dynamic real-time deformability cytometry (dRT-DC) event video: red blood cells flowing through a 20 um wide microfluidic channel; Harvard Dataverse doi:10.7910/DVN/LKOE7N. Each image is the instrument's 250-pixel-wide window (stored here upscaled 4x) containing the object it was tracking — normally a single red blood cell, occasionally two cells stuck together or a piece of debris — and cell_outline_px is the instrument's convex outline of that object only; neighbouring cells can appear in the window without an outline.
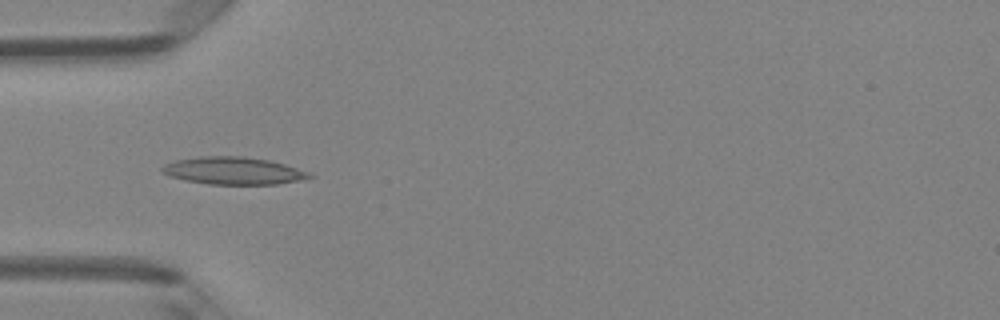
{"species": "Egyptian fruit bat (a non-hibernating species)", "species_latin": "Rousettus aegyptiacus", "temperature_condition": "room temperature", "stored_images_in_passage": 3, "camera_frame_rate_fps": 3000, "um_per_image_px": 0.085, "animal": {"sex": "female"}, "frame": {"image": 1, "passage_image": 3, "time_ms": 0.667, "image_size_px": [1000, 320], "cell_outline_px": [[312, 176], [300, 180], [276, 184], [208, 184], [168, 176], [160, 172], [160, 168], [164, 164], [176, 160], [200, 156], [244, 156], [272, 160], [308, 172]], "centroid_in_image_um": [19.78, 14.5], "position_along_channel_um": 65.2, "area_um2": 23.47}}